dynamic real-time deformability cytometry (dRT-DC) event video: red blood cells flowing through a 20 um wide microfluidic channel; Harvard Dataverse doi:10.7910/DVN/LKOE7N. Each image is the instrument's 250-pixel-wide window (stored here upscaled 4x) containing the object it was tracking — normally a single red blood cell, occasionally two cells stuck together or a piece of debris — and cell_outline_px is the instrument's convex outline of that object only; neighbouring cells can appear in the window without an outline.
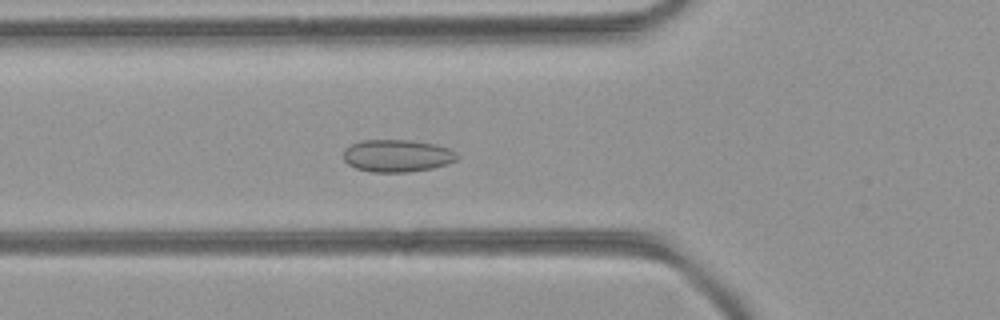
{"species": "common noctule bat (a hibernating species)", "species_latin": "Nyctalus noctula", "temperature_condition": "room temperature", "stored_images_in_passage": 34, "camera_frame_rate_fps": 3000, "um_per_image_px": 0.085, "animal": {"sex": "female", "body_mass_g": 21.9}, "frame": {"image": 1, "passage_image": 3, "time_ms": 0.667, "image_size_px": [1000, 320], "cell_outline_px": [[460, 156], [456, 160], [448, 164], [432, 168], [408, 172], [372, 172], [356, 168], [348, 164], [344, 160], [344, 148], [352, 144], [364, 140], [412, 140], [436, 144], [448, 148]], "centroid_in_image_um": [33.77, 13.24], "position_along_channel_um": 92.0, "area_um2": 21.5}}
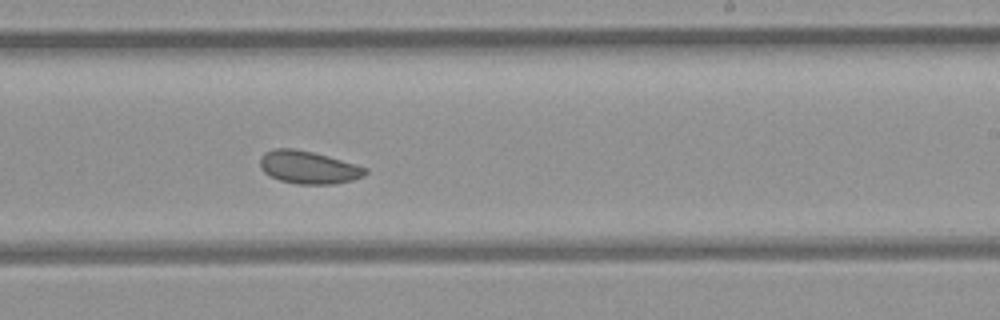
{"frame": {"image": 2, "passage_image": 15, "time_ms": 4.667, "image_size_px": [1000, 320], "cell_outline_px": [[368, 172], [364, 176], [352, 180], [332, 184], [296, 184], [280, 180], [264, 172], [260, 168], [260, 156], [264, 152], [276, 148], [292, 148], [312, 152], [328, 156], [356, 164], [368, 168]], "centroid_in_image_um": [26.22, 14.22], "position_along_channel_um": 262.8, "area_um2": 20.11}}
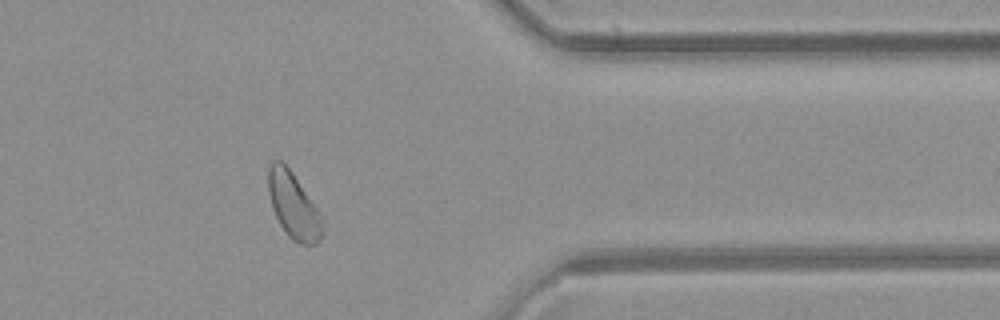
{"frame": {"image": 3, "passage_image": 25, "time_ms": 8.0, "image_size_px": [1000, 320], "cell_outline_px": [[324, 232], [316, 244], [300, 244], [292, 240], [288, 236], [280, 224], [272, 208], [268, 192], [268, 168], [272, 160], [280, 160], [292, 172], [320, 212], [324, 220]], "centroid_in_image_um": [24.96, 17.49], "position_along_channel_um": 386.4, "area_um2": 20.92}}